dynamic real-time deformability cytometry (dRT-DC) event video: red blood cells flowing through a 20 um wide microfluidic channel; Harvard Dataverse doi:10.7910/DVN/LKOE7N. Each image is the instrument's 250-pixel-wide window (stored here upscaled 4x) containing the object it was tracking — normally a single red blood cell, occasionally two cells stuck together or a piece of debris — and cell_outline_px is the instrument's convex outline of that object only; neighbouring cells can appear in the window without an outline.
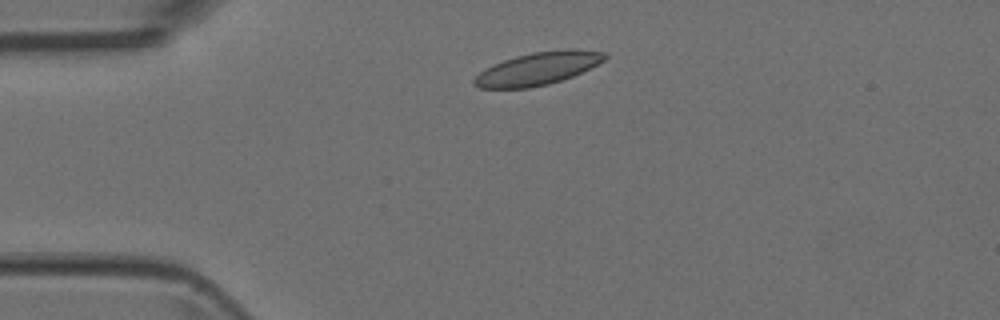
{"species": "Egyptian fruit bat (a non-hibernating species)", "species_latin": "Rousettus aegyptiacus", "temperature_condition": "room temperature", "stored_images_in_passage": 5, "camera_frame_rate_fps": 3000, "um_per_image_px": 0.085, "animal": {"sex": "female"}, "frame": {"image": 1, "passage_image": 1, "time_ms": 0.0, "image_size_px": [1000, 320], "cell_outline_px": [[608, 56], [604, 60], [572, 76], [548, 84], [528, 88], [480, 88], [472, 84], [472, 80], [484, 68], [492, 64], [516, 56], [532, 52], [572, 48], [576, 48], [604, 52]], "centroid_in_image_um": [45.68, 5.82], "position_along_channel_um": 39.3, "area_um2": 24.8}}
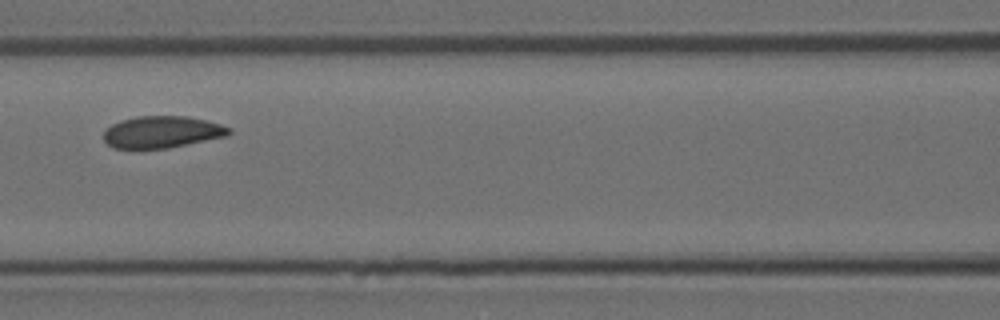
{"frame": {"image": 2, "passage_image": 4, "time_ms": 1.0, "image_size_px": [1000, 320], "cell_outline_px": [[232, 132], [228, 136], [168, 148], [112, 148], [104, 140], [104, 132], [112, 124], [120, 120], [136, 116], [188, 116], [220, 124], [232, 128]], "centroid_in_image_um": [13.79, 11.21], "position_along_channel_um": 152.8, "area_um2": 23.29}}
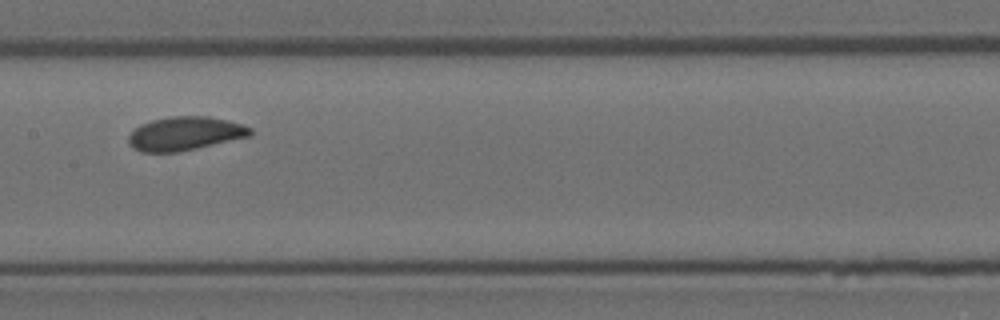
{"frame": {"image": 3, "passage_image": 5, "time_ms": 1.333, "image_size_px": [1000, 320], "cell_outline_px": [[252, 136], [180, 152], [140, 152], [128, 144], [128, 136], [140, 124], [152, 120], [168, 116], [208, 116], [228, 120], [252, 128]], "centroid_in_image_um": [15.73, 11.36], "position_along_channel_um": 191.7, "area_um2": 24.1}}